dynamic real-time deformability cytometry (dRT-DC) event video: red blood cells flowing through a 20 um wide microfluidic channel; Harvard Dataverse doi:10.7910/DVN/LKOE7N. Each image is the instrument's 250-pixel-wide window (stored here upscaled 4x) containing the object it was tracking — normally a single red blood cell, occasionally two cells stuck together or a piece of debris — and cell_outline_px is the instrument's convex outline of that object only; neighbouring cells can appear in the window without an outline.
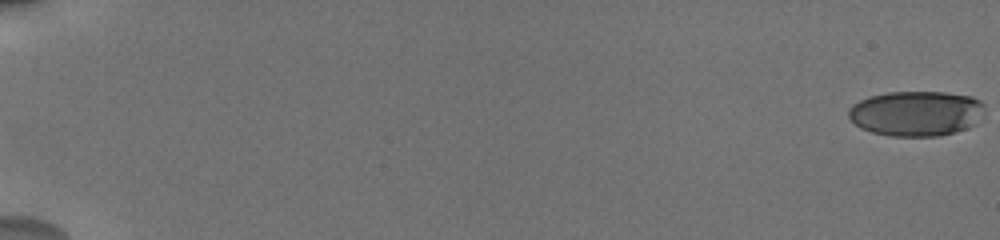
{"species": "human", "species_latin": "Homo sapiens", "temperature_condition": "cold", "stored_images_in_passage": 26, "camera_frame_rate_fps": 3000, "um_per_image_px": 0.085, "donor": {"sex": "male"}, "frame": {"image": 1, "passage_image": 1, "time_ms": 0.0, "image_size_px": [1000, 240], "cell_outline_px": [[984, 112], [976, 124], [940, 136], [888, 136], [872, 132], [860, 128], [848, 116], [848, 108], [852, 104], [868, 96], [888, 92], [948, 92], [972, 96], [980, 100], [984, 104]], "centroid_in_image_um": [77.87, 9.63], "position_along_channel_um": 7.1, "area_um2": 36.07}}
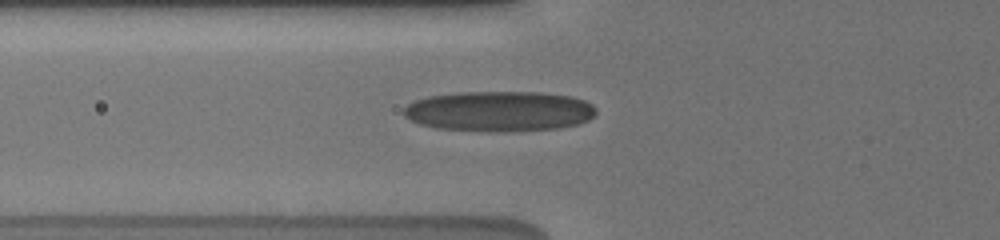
{"frame": {"image": 2, "passage_image": 22, "time_ms": 7.667, "image_size_px": [1000, 240], "cell_outline_px": [[596, 112], [588, 120], [580, 124], [560, 128], [488, 132], [436, 128], [420, 124], [404, 116], [400, 112], [408, 104], [416, 100], [428, 96], [460, 92], [540, 92], [572, 96], [584, 100], [592, 104], [596, 108]], "centroid_in_image_um": [42.43, 9.45], "position_along_channel_um": 83.4, "area_um2": 45.43}}
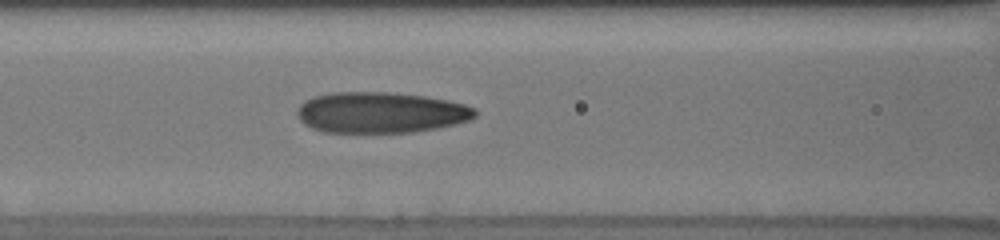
{"frame": {"image": 3, "passage_image": 26, "time_ms": 9.0, "image_size_px": [1000, 240], "cell_outline_px": [[476, 116], [472, 120], [456, 124], [436, 128], [412, 132], [324, 132], [312, 128], [304, 124], [300, 120], [296, 112], [300, 104], [316, 96], [332, 92], [388, 92], [424, 96], [448, 100], [464, 104], [476, 108]], "centroid_in_image_um": [32.39, 9.56], "position_along_channel_um": 134.2, "area_um2": 42.43}}